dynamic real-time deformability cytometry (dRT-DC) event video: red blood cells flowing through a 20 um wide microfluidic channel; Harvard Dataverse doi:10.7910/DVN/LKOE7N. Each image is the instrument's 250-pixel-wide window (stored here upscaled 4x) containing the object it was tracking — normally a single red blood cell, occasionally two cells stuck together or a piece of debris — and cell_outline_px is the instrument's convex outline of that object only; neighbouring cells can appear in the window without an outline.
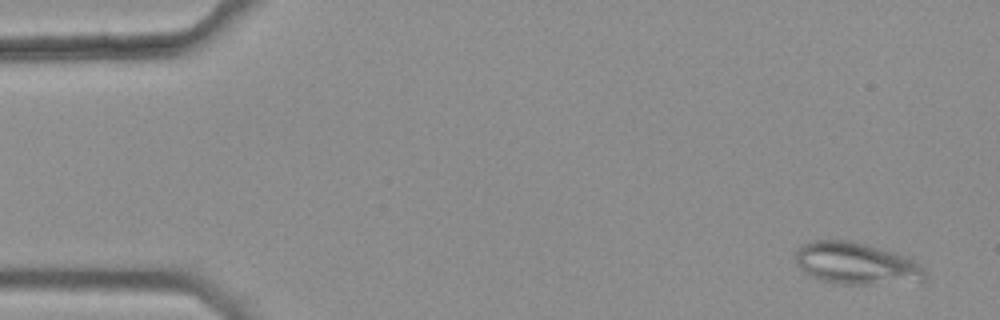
{"species": "common noctule bat (a hibernating species)", "species_latin": "Nyctalus noctula", "temperature_condition": "warm", "stored_images_in_passage": 44, "camera_frame_rate_fps": 3000, "um_per_image_px": 0.085, "animal": {"sex": "female", "body_mass_g": 25.1}, "frame": {"image": 1, "passage_image": 3, "time_ms": 0.667, "image_size_px": [1000, 320], "cell_outline_px": [[924, 280], [872, 284], [840, 284], [824, 280], [812, 276], [804, 272], [796, 264], [796, 252], [804, 244], [816, 240], [848, 240], [880, 248], [908, 256], [916, 260], [920, 264], [924, 272]], "centroid_in_image_um": [72.78, 22.38], "position_along_channel_um": 12.2, "area_um2": 31.21}}
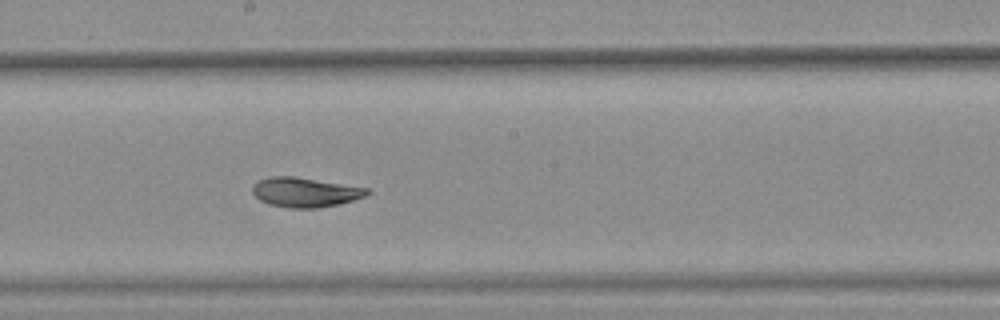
{"frame": {"image": 2, "passage_image": 29, "time_ms": 9.333, "image_size_px": [1000, 320], "cell_outline_px": [[372, 192], [364, 196], [352, 200], [336, 204], [316, 208], [288, 208], [268, 204], [260, 200], [252, 192], [252, 188], [260, 180], [268, 176], [292, 176], [368, 188]], "centroid_in_image_um": [25.91, 16.34], "position_along_channel_um": 222.3, "area_um2": 19.48}}
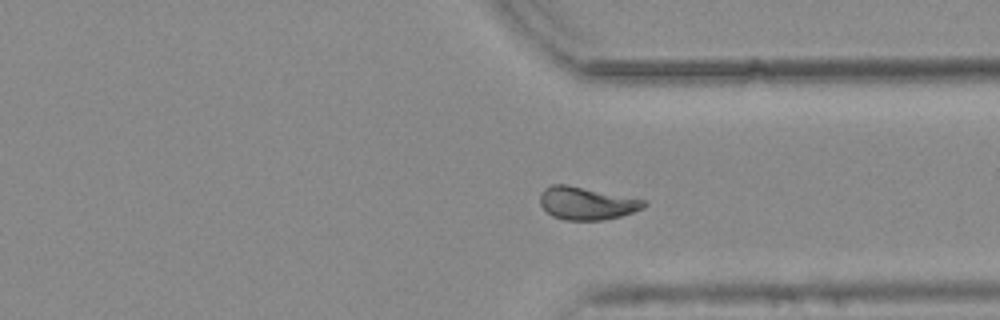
{"frame": {"image": 3, "passage_image": 40, "time_ms": 13.0, "image_size_px": [1000, 320], "cell_outline_px": [[648, 204], [644, 208], [620, 216], [604, 220], [564, 220], [552, 216], [540, 204], [540, 192], [544, 188], [552, 184], [568, 184], [648, 200]], "centroid_in_image_um": [49.88, 17.26], "position_along_channel_um": 361.5, "area_um2": 20.11}, "authors_computed_cell_mechanics": {"area_um2": 20.2589, "velocity_mm_per_s": 3.7788, "shape_relaxation_time_tau1_ms": null, "shape_relaxation_time_tau2_ms": 2.8456, "deformation_change_tau1": null, "deformation_change_tau2": 0.0707}}